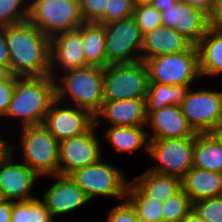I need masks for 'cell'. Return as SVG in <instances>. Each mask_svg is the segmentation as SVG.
I'll return each mask as SVG.
<instances>
[{
  "label": "cell",
  "instance_id": "1",
  "mask_svg": "<svg viewBox=\"0 0 222 222\" xmlns=\"http://www.w3.org/2000/svg\"><path fill=\"white\" fill-rule=\"evenodd\" d=\"M10 74L16 77L50 75V38L29 21L5 26Z\"/></svg>",
  "mask_w": 222,
  "mask_h": 222
},
{
  "label": "cell",
  "instance_id": "2",
  "mask_svg": "<svg viewBox=\"0 0 222 222\" xmlns=\"http://www.w3.org/2000/svg\"><path fill=\"white\" fill-rule=\"evenodd\" d=\"M55 100V82L51 75L16 77L8 111L3 119L18 122L20 127L41 125ZM6 118V119H5Z\"/></svg>",
  "mask_w": 222,
  "mask_h": 222
},
{
  "label": "cell",
  "instance_id": "3",
  "mask_svg": "<svg viewBox=\"0 0 222 222\" xmlns=\"http://www.w3.org/2000/svg\"><path fill=\"white\" fill-rule=\"evenodd\" d=\"M55 99L88 110L93 116L101 109L103 68L86 66L58 73L54 77Z\"/></svg>",
  "mask_w": 222,
  "mask_h": 222
},
{
  "label": "cell",
  "instance_id": "4",
  "mask_svg": "<svg viewBox=\"0 0 222 222\" xmlns=\"http://www.w3.org/2000/svg\"><path fill=\"white\" fill-rule=\"evenodd\" d=\"M105 161L101 158L68 176L84 191L89 201L95 197H113L123 201L130 181L120 168Z\"/></svg>",
  "mask_w": 222,
  "mask_h": 222
},
{
  "label": "cell",
  "instance_id": "5",
  "mask_svg": "<svg viewBox=\"0 0 222 222\" xmlns=\"http://www.w3.org/2000/svg\"><path fill=\"white\" fill-rule=\"evenodd\" d=\"M19 128L23 162L39 177L58 175L59 142L43 124Z\"/></svg>",
  "mask_w": 222,
  "mask_h": 222
},
{
  "label": "cell",
  "instance_id": "6",
  "mask_svg": "<svg viewBox=\"0 0 222 222\" xmlns=\"http://www.w3.org/2000/svg\"><path fill=\"white\" fill-rule=\"evenodd\" d=\"M148 81V68L142 60L109 64L103 68V99H145Z\"/></svg>",
  "mask_w": 222,
  "mask_h": 222
},
{
  "label": "cell",
  "instance_id": "7",
  "mask_svg": "<svg viewBox=\"0 0 222 222\" xmlns=\"http://www.w3.org/2000/svg\"><path fill=\"white\" fill-rule=\"evenodd\" d=\"M28 21L49 38L84 22L79 0H29Z\"/></svg>",
  "mask_w": 222,
  "mask_h": 222
},
{
  "label": "cell",
  "instance_id": "8",
  "mask_svg": "<svg viewBox=\"0 0 222 222\" xmlns=\"http://www.w3.org/2000/svg\"><path fill=\"white\" fill-rule=\"evenodd\" d=\"M145 63L148 68V82L192 85V82L201 79L199 51L197 45L194 44L183 52L153 57L147 59Z\"/></svg>",
  "mask_w": 222,
  "mask_h": 222
},
{
  "label": "cell",
  "instance_id": "9",
  "mask_svg": "<svg viewBox=\"0 0 222 222\" xmlns=\"http://www.w3.org/2000/svg\"><path fill=\"white\" fill-rule=\"evenodd\" d=\"M193 148L194 137L149 140L148 156L159 164L147 169L182 180L193 167Z\"/></svg>",
  "mask_w": 222,
  "mask_h": 222
},
{
  "label": "cell",
  "instance_id": "10",
  "mask_svg": "<svg viewBox=\"0 0 222 222\" xmlns=\"http://www.w3.org/2000/svg\"><path fill=\"white\" fill-rule=\"evenodd\" d=\"M106 66L141 60L143 34L133 16L104 24Z\"/></svg>",
  "mask_w": 222,
  "mask_h": 222
},
{
  "label": "cell",
  "instance_id": "11",
  "mask_svg": "<svg viewBox=\"0 0 222 222\" xmlns=\"http://www.w3.org/2000/svg\"><path fill=\"white\" fill-rule=\"evenodd\" d=\"M15 149V144L8 142L0 154V195L12 201L36 198L32 189L40 177L24 162H15Z\"/></svg>",
  "mask_w": 222,
  "mask_h": 222
},
{
  "label": "cell",
  "instance_id": "12",
  "mask_svg": "<svg viewBox=\"0 0 222 222\" xmlns=\"http://www.w3.org/2000/svg\"><path fill=\"white\" fill-rule=\"evenodd\" d=\"M194 90L180 104L181 111L196 133H211L221 122L222 91Z\"/></svg>",
  "mask_w": 222,
  "mask_h": 222
},
{
  "label": "cell",
  "instance_id": "13",
  "mask_svg": "<svg viewBox=\"0 0 222 222\" xmlns=\"http://www.w3.org/2000/svg\"><path fill=\"white\" fill-rule=\"evenodd\" d=\"M93 125L86 133L59 141L58 175L68 176L76 169L98 162L102 157L101 142Z\"/></svg>",
  "mask_w": 222,
  "mask_h": 222
},
{
  "label": "cell",
  "instance_id": "14",
  "mask_svg": "<svg viewBox=\"0 0 222 222\" xmlns=\"http://www.w3.org/2000/svg\"><path fill=\"white\" fill-rule=\"evenodd\" d=\"M42 124L59 142L86 133L94 125V116L86 109L55 99Z\"/></svg>",
  "mask_w": 222,
  "mask_h": 222
},
{
  "label": "cell",
  "instance_id": "15",
  "mask_svg": "<svg viewBox=\"0 0 222 222\" xmlns=\"http://www.w3.org/2000/svg\"><path fill=\"white\" fill-rule=\"evenodd\" d=\"M89 66L82 48V24L50 38V75Z\"/></svg>",
  "mask_w": 222,
  "mask_h": 222
},
{
  "label": "cell",
  "instance_id": "16",
  "mask_svg": "<svg viewBox=\"0 0 222 222\" xmlns=\"http://www.w3.org/2000/svg\"><path fill=\"white\" fill-rule=\"evenodd\" d=\"M161 18L162 25L175 30L194 45L200 42L210 28L208 15L184 0L166 8L161 12Z\"/></svg>",
  "mask_w": 222,
  "mask_h": 222
},
{
  "label": "cell",
  "instance_id": "17",
  "mask_svg": "<svg viewBox=\"0 0 222 222\" xmlns=\"http://www.w3.org/2000/svg\"><path fill=\"white\" fill-rule=\"evenodd\" d=\"M55 178L44 193L39 197L50 212L52 218L75 212L90 202L84 191L69 177L64 175H51Z\"/></svg>",
  "mask_w": 222,
  "mask_h": 222
},
{
  "label": "cell",
  "instance_id": "18",
  "mask_svg": "<svg viewBox=\"0 0 222 222\" xmlns=\"http://www.w3.org/2000/svg\"><path fill=\"white\" fill-rule=\"evenodd\" d=\"M148 126L151 129L147 131L149 140L189 138L197 135L183 115L180 106L166 105L151 112L146 120V127Z\"/></svg>",
  "mask_w": 222,
  "mask_h": 222
},
{
  "label": "cell",
  "instance_id": "19",
  "mask_svg": "<svg viewBox=\"0 0 222 222\" xmlns=\"http://www.w3.org/2000/svg\"><path fill=\"white\" fill-rule=\"evenodd\" d=\"M102 120L109 126H146L145 99H122L104 101L101 109L94 115V125Z\"/></svg>",
  "mask_w": 222,
  "mask_h": 222
},
{
  "label": "cell",
  "instance_id": "20",
  "mask_svg": "<svg viewBox=\"0 0 222 222\" xmlns=\"http://www.w3.org/2000/svg\"><path fill=\"white\" fill-rule=\"evenodd\" d=\"M192 43L175 30L161 25L143 35L141 47V60L158 57L162 55L183 52Z\"/></svg>",
  "mask_w": 222,
  "mask_h": 222
},
{
  "label": "cell",
  "instance_id": "21",
  "mask_svg": "<svg viewBox=\"0 0 222 222\" xmlns=\"http://www.w3.org/2000/svg\"><path fill=\"white\" fill-rule=\"evenodd\" d=\"M181 181L192 203L222 195V173L192 167Z\"/></svg>",
  "mask_w": 222,
  "mask_h": 222
},
{
  "label": "cell",
  "instance_id": "22",
  "mask_svg": "<svg viewBox=\"0 0 222 222\" xmlns=\"http://www.w3.org/2000/svg\"><path fill=\"white\" fill-rule=\"evenodd\" d=\"M145 128L146 126H107L103 138L119 154H132L141 150L148 155L149 138Z\"/></svg>",
  "mask_w": 222,
  "mask_h": 222
},
{
  "label": "cell",
  "instance_id": "23",
  "mask_svg": "<svg viewBox=\"0 0 222 222\" xmlns=\"http://www.w3.org/2000/svg\"><path fill=\"white\" fill-rule=\"evenodd\" d=\"M147 197L165 202L182 190V181L148 169L131 180Z\"/></svg>",
  "mask_w": 222,
  "mask_h": 222
},
{
  "label": "cell",
  "instance_id": "24",
  "mask_svg": "<svg viewBox=\"0 0 222 222\" xmlns=\"http://www.w3.org/2000/svg\"><path fill=\"white\" fill-rule=\"evenodd\" d=\"M197 47L201 79L222 75V32L209 28Z\"/></svg>",
  "mask_w": 222,
  "mask_h": 222
},
{
  "label": "cell",
  "instance_id": "25",
  "mask_svg": "<svg viewBox=\"0 0 222 222\" xmlns=\"http://www.w3.org/2000/svg\"><path fill=\"white\" fill-rule=\"evenodd\" d=\"M193 167L222 173V143L212 133L194 137Z\"/></svg>",
  "mask_w": 222,
  "mask_h": 222
},
{
  "label": "cell",
  "instance_id": "26",
  "mask_svg": "<svg viewBox=\"0 0 222 222\" xmlns=\"http://www.w3.org/2000/svg\"><path fill=\"white\" fill-rule=\"evenodd\" d=\"M82 48L89 66L106 67L104 24L82 23Z\"/></svg>",
  "mask_w": 222,
  "mask_h": 222
},
{
  "label": "cell",
  "instance_id": "27",
  "mask_svg": "<svg viewBox=\"0 0 222 222\" xmlns=\"http://www.w3.org/2000/svg\"><path fill=\"white\" fill-rule=\"evenodd\" d=\"M191 85H166L148 82L145 97L146 115L166 105L180 106L186 98Z\"/></svg>",
  "mask_w": 222,
  "mask_h": 222
},
{
  "label": "cell",
  "instance_id": "28",
  "mask_svg": "<svg viewBox=\"0 0 222 222\" xmlns=\"http://www.w3.org/2000/svg\"><path fill=\"white\" fill-rule=\"evenodd\" d=\"M126 199L135 208L138 219L142 222H163L162 202L147 197L131 180Z\"/></svg>",
  "mask_w": 222,
  "mask_h": 222
},
{
  "label": "cell",
  "instance_id": "29",
  "mask_svg": "<svg viewBox=\"0 0 222 222\" xmlns=\"http://www.w3.org/2000/svg\"><path fill=\"white\" fill-rule=\"evenodd\" d=\"M44 202L36 197L30 200L12 201L10 222H53Z\"/></svg>",
  "mask_w": 222,
  "mask_h": 222
},
{
  "label": "cell",
  "instance_id": "30",
  "mask_svg": "<svg viewBox=\"0 0 222 222\" xmlns=\"http://www.w3.org/2000/svg\"><path fill=\"white\" fill-rule=\"evenodd\" d=\"M193 203L181 190L178 194L162 203L163 222H182L192 211Z\"/></svg>",
  "mask_w": 222,
  "mask_h": 222
},
{
  "label": "cell",
  "instance_id": "31",
  "mask_svg": "<svg viewBox=\"0 0 222 222\" xmlns=\"http://www.w3.org/2000/svg\"><path fill=\"white\" fill-rule=\"evenodd\" d=\"M29 0H0V26L28 21Z\"/></svg>",
  "mask_w": 222,
  "mask_h": 222
},
{
  "label": "cell",
  "instance_id": "32",
  "mask_svg": "<svg viewBox=\"0 0 222 222\" xmlns=\"http://www.w3.org/2000/svg\"><path fill=\"white\" fill-rule=\"evenodd\" d=\"M133 17L143 35L162 25L161 12L150 4L134 5Z\"/></svg>",
  "mask_w": 222,
  "mask_h": 222
},
{
  "label": "cell",
  "instance_id": "33",
  "mask_svg": "<svg viewBox=\"0 0 222 222\" xmlns=\"http://www.w3.org/2000/svg\"><path fill=\"white\" fill-rule=\"evenodd\" d=\"M192 210L208 222H222V195L196 201Z\"/></svg>",
  "mask_w": 222,
  "mask_h": 222
},
{
  "label": "cell",
  "instance_id": "34",
  "mask_svg": "<svg viewBox=\"0 0 222 222\" xmlns=\"http://www.w3.org/2000/svg\"><path fill=\"white\" fill-rule=\"evenodd\" d=\"M133 11V0H107L104 10V24L129 18L133 16Z\"/></svg>",
  "mask_w": 222,
  "mask_h": 222
},
{
  "label": "cell",
  "instance_id": "35",
  "mask_svg": "<svg viewBox=\"0 0 222 222\" xmlns=\"http://www.w3.org/2000/svg\"><path fill=\"white\" fill-rule=\"evenodd\" d=\"M107 0H79V9L84 22L104 24Z\"/></svg>",
  "mask_w": 222,
  "mask_h": 222
},
{
  "label": "cell",
  "instance_id": "36",
  "mask_svg": "<svg viewBox=\"0 0 222 222\" xmlns=\"http://www.w3.org/2000/svg\"><path fill=\"white\" fill-rule=\"evenodd\" d=\"M106 222H142L138 219L135 208L125 199L113 206L107 215Z\"/></svg>",
  "mask_w": 222,
  "mask_h": 222
},
{
  "label": "cell",
  "instance_id": "37",
  "mask_svg": "<svg viewBox=\"0 0 222 222\" xmlns=\"http://www.w3.org/2000/svg\"><path fill=\"white\" fill-rule=\"evenodd\" d=\"M15 81L16 76L10 75L6 80L0 82V118L2 120L8 111Z\"/></svg>",
  "mask_w": 222,
  "mask_h": 222
},
{
  "label": "cell",
  "instance_id": "38",
  "mask_svg": "<svg viewBox=\"0 0 222 222\" xmlns=\"http://www.w3.org/2000/svg\"><path fill=\"white\" fill-rule=\"evenodd\" d=\"M209 27L215 31L222 32V0H215L213 9L208 16Z\"/></svg>",
  "mask_w": 222,
  "mask_h": 222
},
{
  "label": "cell",
  "instance_id": "39",
  "mask_svg": "<svg viewBox=\"0 0 222 222\" xmlns=\"http://www.w3.org/2000/svg\"><path fill=\"white\" fill-rule=\"evenodd\" d=\"M0 66L10 71V58L5 36V26H0Z\"/></svg>",
  "mask_w": 222,
  "mask_h": 222
},
{
  "label": "cell",
  "instance_id": "40",
  "mask_svg": "<svg viewBox=\"0 0 222 222\" xmlns=\"http://www.w3.org/2000/svg\"><path fill=\"white\" fill-rule=\"evenodd\" d=\"M184 1L190 4L192 7L203 11L208 16L212 11L215 2V0H184Z\"/></svg>",
  "mask_w": 222,
  "mask_h": 222
},
{
  "label": "cell",
  "instance_id": "41",
  "mask_svg": "<svg viewBox=\"0 0 222 222\" xmlns=\"http://www.w3.org/2000/svg\"><path fill=\"white\" fill-rule=\"evenodd\" d=\"M12 213V200H0V222H10Z\"/></svg>",
  "mask_w": 222,
  "mask_h": 222
},
{
  "label": "cell",
  "instance_id": "42",
  "mask_svg": "<svg viewBox=\"0 0 222 222\" xmlns=\"http://www.w3.org/2000/svg\"><path fill=\"white\" fill-rule=\"evenodd\" d=\"M179 0H153L150 5L156 10L163 12L169 6H174Z\"/></svg>",
  "mask_w": 222,
  "mask_h": 222
},
{
  "label": "cell",
  "instance_id": "43",
  "mask_svg": "<svg viewBox=\"0 0 222 222\" xmlns=\"http://www.w3.org/2000/svg\"><path fill=\"white\" fill-rule=\"evenodd\" d=\"M182 222H208L205 219H202L198 214L193 210L184 218Z\"/></svg>",
  "mask_w": 222,
  "mask_h": 222
},
{
  "label": "cell",
  "instance_id": "44",
  "mask_svg": "<svg viewBox=\"0 0 222 222\" xmlns=\"http://www.w3.org/2000/svg\"><path fill=\"white\" fill-rule=\"evenodd\" d=\"M222 143V123L211 132Z\"/></svg>",
  "mask_w": 222,
  "mask_h": 222
},
{
  "label": "cell",
  "instance_id": "45",
  "mask_svg": "<svg viewBox=\"0 0 222 222\" xmlns=\"http://www.w3.org/2000/svg\"><path fill=\"white\" fill-rule=\"evenodd\" d=\"M10 75V71L6 67L0 66V82L6 80Z\"/></svg>",
  "mask_w": 222,
  "mask_h": 222
},
{
  "label": "cell",
  "instance_id": "46",
  "mask_svg": "<svg viewBox=\"0 0 222 222\" xmlns=\"http://www.w3.org/2000/svg\"><path fill=\"white\" fill-rule=\"evenodd\" d=\"M153 0H133L134 5L150 4Z\"/></svg>",
  "mask_w": 222,
  "mask_h": 222
},
{
  "label": "cell",
  "instance_id": "47",
  "mask_svg": "<svg viewBox=\"0 0 222 222\" xmlns=\"http://www.w3.org/2000/svg\"><path fill=\"white\" fill-rule=\"evenodd\" d=\"M1 134H0V154L6 149V143L4 139H1Z\"/></svg>",
  "mask_w": 222,
  "mask_h": 222
}]
</instances>
